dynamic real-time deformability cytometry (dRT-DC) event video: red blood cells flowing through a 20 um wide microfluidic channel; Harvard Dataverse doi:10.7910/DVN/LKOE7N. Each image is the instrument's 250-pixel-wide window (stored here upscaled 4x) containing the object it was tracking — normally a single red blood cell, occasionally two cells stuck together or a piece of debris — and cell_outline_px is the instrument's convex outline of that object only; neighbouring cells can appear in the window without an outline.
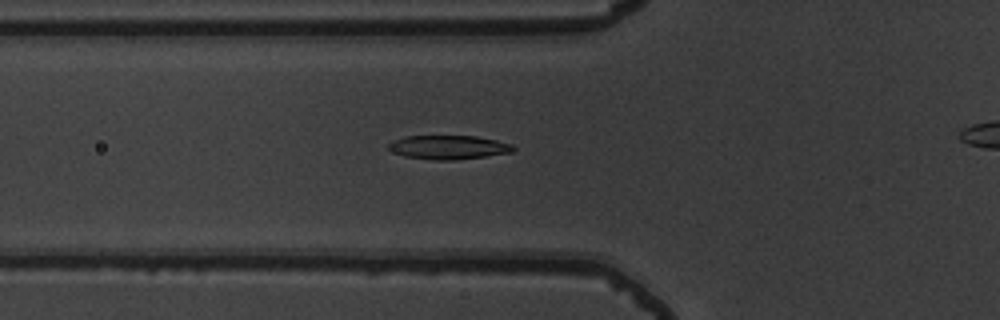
{"species": "common noctule bat (a hibernating species)", "species_latin": "Nyctalus noctula", "temperature_condition": "warm", "stored_images_in_passage": 32, "camera_frame_rate_fps": 3000, "um_per_image_px": 0.085, "animal": {"sex": "male", "body_mass_g": 19.5, "forearm_length_mm": 54.6}, "frame": {"image": 1, "passage_image": 3, "time_ms": 0.667, "image_size_px": [1000, 320], "cell_outline_px": [[516, 148], [512, 152], [484, 156], [452, 160], [436, 160], [404, 156], [388, 148], [388, 144], [392, 140], [404, 136], [476, 136], [496, 140], [512, 144]], "centroid_in_image_um": [38.12, 12.51], "position_along_channel_um": 87.7, "area_um2": 17.22}}
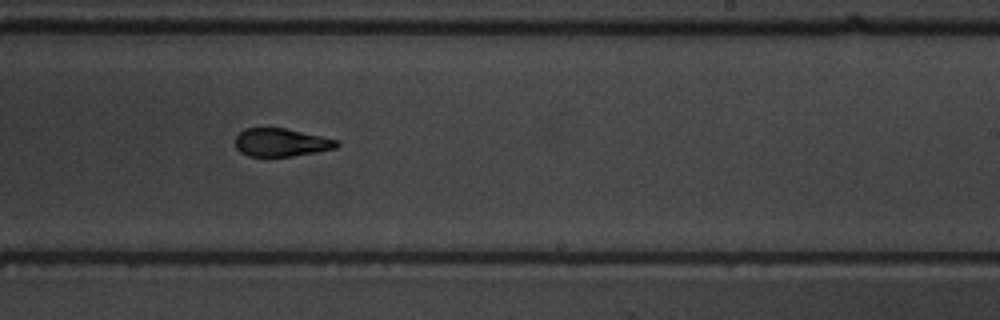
{"frame": {"image": 2, "passage_image": 17, "time_ms": 5.333, "image_size_px": [1000, 320], "cell_outline_px": [[340, 144], [336, 148], [316, 152], [292, 156], [248, 156], [240, 152], [236, 148], [236, 136], [244, 128], [284, 128], [320, 136], [336, 140]], "centroid_in_image_um": [23.87, 12.11], "position_along_channel_um": 265.1, "area_um2": 16.42}}
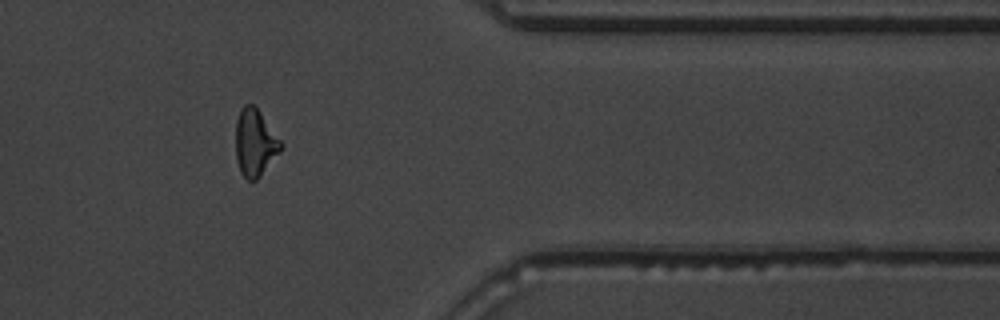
{"frame": {"image": 3, "passage_image": 28, "time_ms": 9.0, "image_size_px": [1000, 320], "cell_outline_px": [[284, 148], [260, 176], [256, 180], [248, 180], [240, 172], [236, 160], [236, 120], [240, 108], [244, 104], [252, 104], [260, 112], [284, 144]], "centroid_in_image_um": [21.68, 12.13], "position_along_channel_um": 389.7, "area_um2": 17.8}}